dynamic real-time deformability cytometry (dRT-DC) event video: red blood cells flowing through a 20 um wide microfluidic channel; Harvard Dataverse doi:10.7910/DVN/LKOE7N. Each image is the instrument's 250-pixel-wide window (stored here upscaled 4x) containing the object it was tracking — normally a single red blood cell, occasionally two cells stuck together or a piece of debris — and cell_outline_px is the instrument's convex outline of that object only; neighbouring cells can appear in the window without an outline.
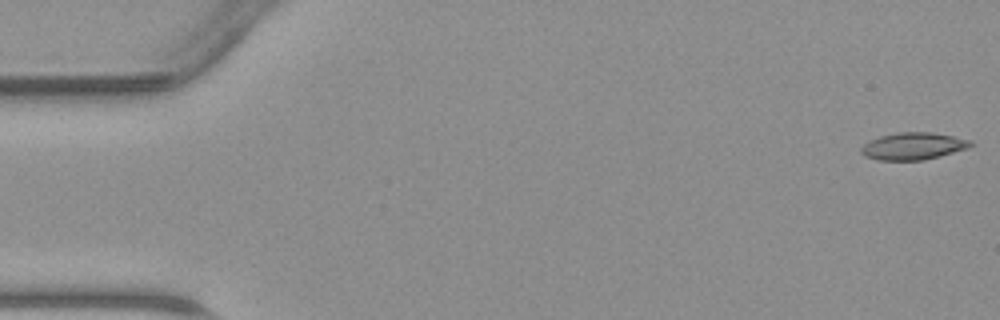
{"species": "common noctule bat (a hibernating species)", "species_latin": "Nyctalus noctula", "temperature_condition": "warm", "stored_images_in_passage": 46, "camera_frame_rate_fps": 3000, "um_per_image_px": 0.085, "animal": {"sex": "male", "body_mass_g": 23.1, "forearm_length_mm": 52.7}, "frame": {"image": 1, "passage_image": 1, "time_ms": 0.0, "image_size_px": [1000, 320], "cell_outline_px": [[976, 144], [968, 148], [940, 156], [924, 160], [876, 160], [864, 156], [860, 152], [860, 148], [864, 144], [880, 136], [900, 132], [928, 132], [952, 136], [972, 140]], "centroid_in_image_um": [77.64, 12.43], "position_along_channel_um": 7.4, "area_um2": 17.34}}
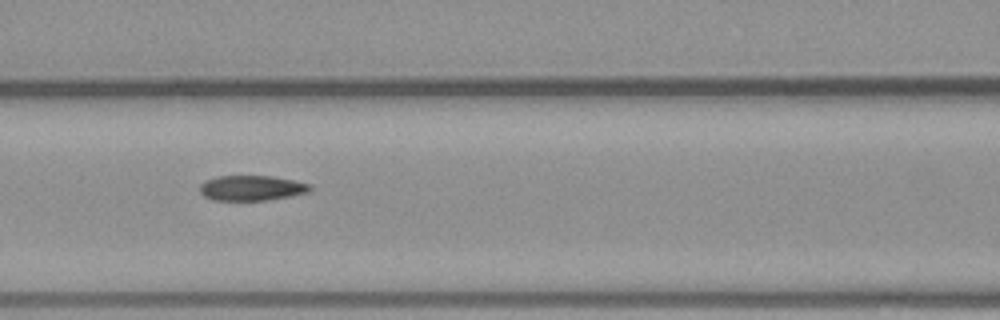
{"frame": {"image": 2, "passage_image": 20, "time_ms": 6.333, "image_size_px": [1000, 320], "cell_outline_px": [[312, 188], [308, 192], [268, 200], [212, 200], [204, 196], [200, 192], [200, 184], [204, 180], [216, 176], [272, 176], [292, 180], [308, 184]], "centroid_in_image_um": [21.32, 15.98], "position_along_channel_um": 145.3, "area_um2": 16.07}}
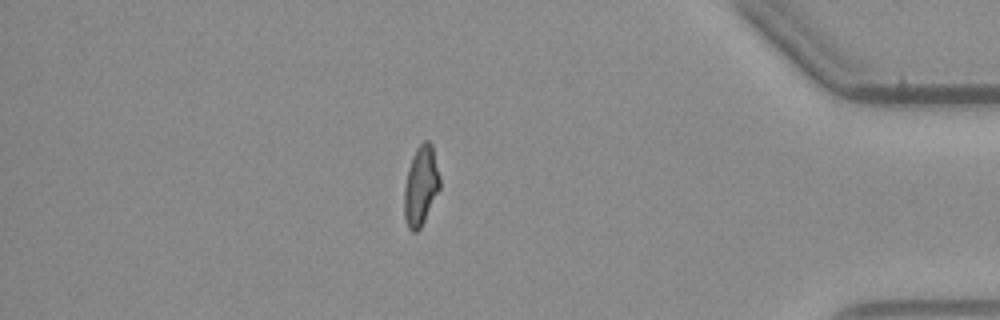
{"frame": {"image": 3, "passage_image": 40, "time_ms": 13.0, "image_size_px": [1000, 320], "cell_outline_px": [[440, 188], [420, 228], [416, 232], [412, 232], [408, 228], [404, 216], [404, 188], [408, 168], [412, 156], [416, 148], [424, 140], [428, 140], [432, 144], [440, 176]], "centroid_in_image_um": [35.76, 15.77], "position_along_channel_um": 399.4, "area_um2": 16.53}}